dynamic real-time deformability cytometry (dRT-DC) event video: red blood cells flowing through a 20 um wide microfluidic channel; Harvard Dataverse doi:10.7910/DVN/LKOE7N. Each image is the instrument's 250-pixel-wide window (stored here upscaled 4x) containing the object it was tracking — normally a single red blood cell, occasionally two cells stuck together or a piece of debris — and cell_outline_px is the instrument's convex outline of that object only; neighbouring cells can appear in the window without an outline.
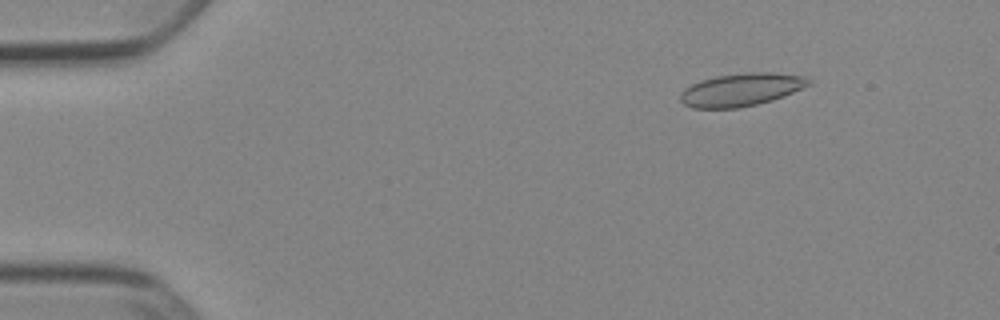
{"species": "Egyptian fruit bat (a non-hibernating species)", "species_latin": "Rousettus aegyptiacus", "temperature_condition": "cold", "stored_images_in_passage": 52, "camera_frame_rate_fps": 3000, "um_per_image_px": 0.085, "animal": {"sex": "female"}, "frame": {"image": 1, "passage_image": 7, "time_ms": 2.0, "image_size_px": [1000, 320], "cell_outline_px": [[812, 84], [784, 96], [772, 100], [740, 108], [692, 108], [684, 104], [680, 100], [680, 92], [684, 88], [700, 80], [716, 76], [752, 72], [776, 72], [808, 76], [812, 80]], "centroid_in_image_um": [63.04, 7.61], "position_along_channel_um": 22.0, "area_um2": 24.85}}
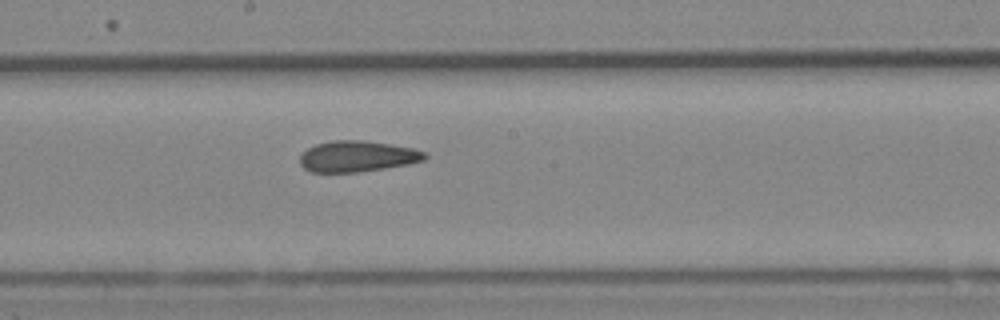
{"frame": {"image": 2, "passage_image": 29, "time_ms": 9.333, "image_size_px": [1000, 320], "cell_outline_px": [[428, 156], [424, 160], [408, 164], [384, 168], [356, 172], [312, 172], [304, 168], [300, 164], [300, 156], [308, 148], [316, 144], [332, 140], [364, 140], [412, 148], [424, 152]], "centroid_in_image_um": [30.35, 13.29], "position_along_channel_um": 217.8, "area_um2": 22.37}}
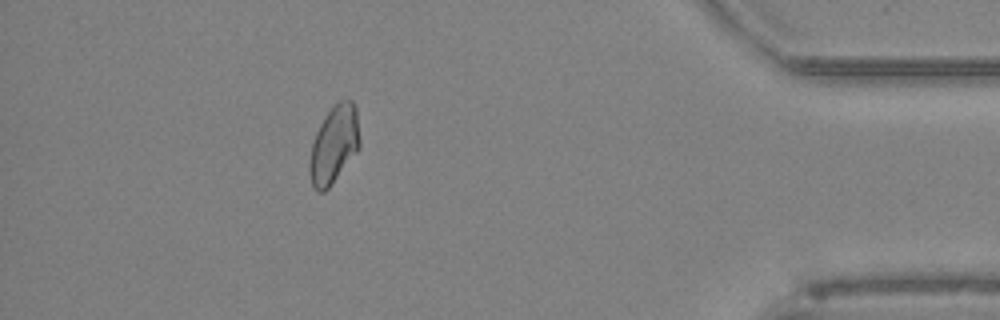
{"frame": {"image": 3, "passage_image": 47, "time_ms": 15.333, "image_size_px": [1000, 320], "cell_outline_px": [[360, 148], [328, 188], [324, 192], [316, 192], [312, 184], [308, 172], [308, 164], [312, 140], [320, 124], [328, 112], [340, 100], [352, 100], [356, 108], [360, 140]], "centroid_in_image_um": [28.37, 12.32], "position_along_channel_um": 406.8, "area_um2": 22.72}, "authors_computed_cell_mechanics": {"area_um2": 23.2645, "velocity_mm_per_s": 3.8887, "shape_relaxation_time_tau1_ms": null, "shape_relaxation_time_tau2_ms": 1.8291, "deformation_change_tau1": null, "deformation_change_tau2": 0.0745}}